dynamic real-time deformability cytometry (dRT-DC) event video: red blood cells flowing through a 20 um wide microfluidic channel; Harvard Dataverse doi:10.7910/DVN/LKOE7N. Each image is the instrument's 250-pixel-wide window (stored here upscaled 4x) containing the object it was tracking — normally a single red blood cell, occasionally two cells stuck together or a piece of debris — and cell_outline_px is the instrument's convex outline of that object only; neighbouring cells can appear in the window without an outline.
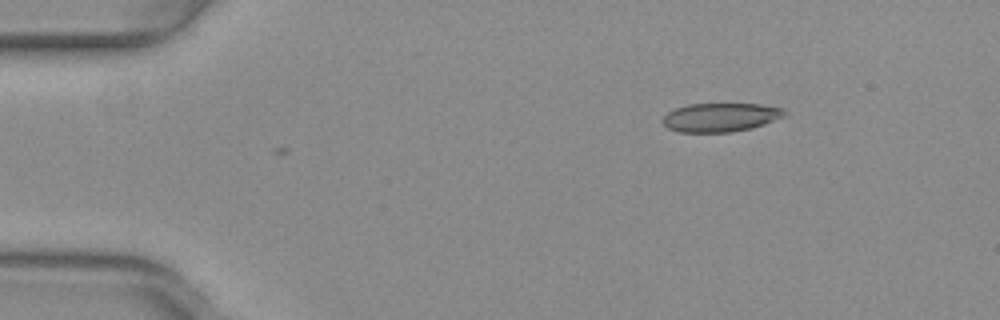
{"species": "common noctule bat (a hibernating species)", "species_latin": "Nyctalus noctula", "temperature_condition": "warm", "stored_images_in_passage": 45, "camera_frame_rate_fps": 3000, "um_per_image_px": 0.085, "animal": {"sex": "female", "body_mass_g": 29.2, "forearm_length_mm": 56.3}, "frame": {"image": 1, "passage_image": 1, "time_ms": 0.0, "image_size_px": [1000, 320], "cell_outline_px": [[788, 112], [784, 116], [764, 124], [752, 128], [732, 132], [680, 132], [668, 128], [660, 120], [668, 112], [676, 108], [688, 104], [760, 104], [784, 108]], "centroid_in_image_um": [61.25, 9.97], "position_along_channel_um": 23.7, "area_um2": 20.46}}
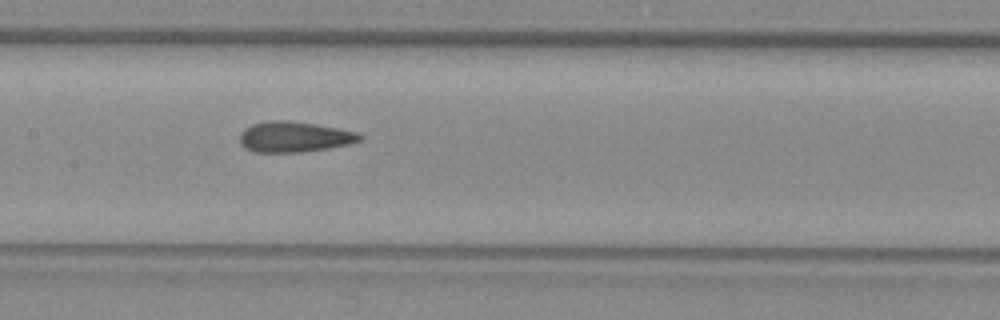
{"frame": {"image": 2, "passage_image": 19, "time_ms": 6.0, "image_size_px": [1000, 320], "cell_outline_px": [[364, 140], [352, 144], [328, 148], [300, 152], [252, 152], [244, 148], [240, 144], [240, 132], [244, 128], [252, 124], [272, 120], [288, 120], [316, 124], [340, 128], [356, 132], [364, 136]], "centroid_in_image_um": [25.04, 11.63], "position_along_channel_um": 182.4, "area_um2": 21.73}}
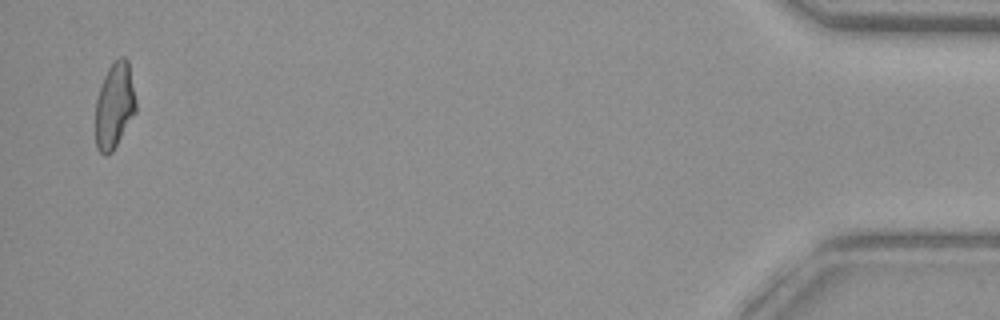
{"frame": {"image": 3, "passage_image": 44, "time_ms": 14.333, "image_size_px": [1000, 320], "cell_outline_px": [[136, 112], [112, 152], [108, 156], [104, 156], [96, 148], [96, 100], [104, 76], [108, 68], [120, 56], [124, 56], [128, 60], [136, 100]], "centroid_in_image_um": [9.73, 8.99], "position_along_channel_um": 425.5, "area_um2": 20.17}, "authors_computed_cell_mechanics": {"area_um2": 21.2126, "velocity_mm_per_s": 4.0035, "shape_relaxation_time_tau1_ms": null, "shape_relaxation_time_tau2_ms": 2.0504, "deformation_change_tau1": null, "deformation_change_tau2": 0.1027}}